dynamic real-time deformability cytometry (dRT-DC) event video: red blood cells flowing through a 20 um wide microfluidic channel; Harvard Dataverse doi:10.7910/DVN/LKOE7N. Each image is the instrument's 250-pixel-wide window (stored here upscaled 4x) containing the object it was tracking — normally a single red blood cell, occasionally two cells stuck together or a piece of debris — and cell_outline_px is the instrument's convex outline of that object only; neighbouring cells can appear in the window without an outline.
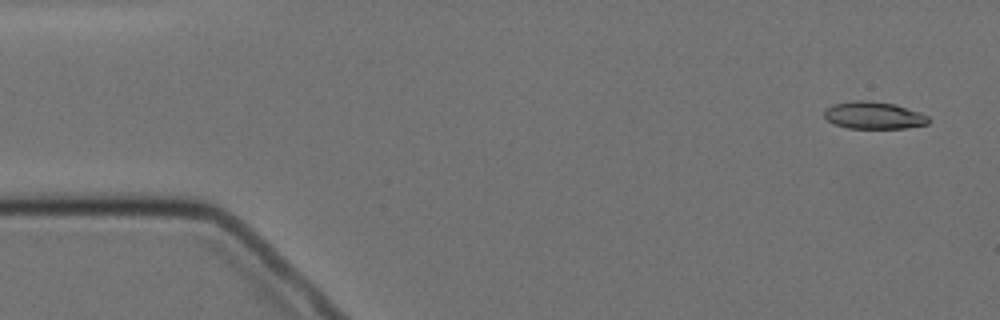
{"species": "Egyptian fruit bat (a non-hibernating species)", "species_latin": "Rousettus aegyptiacus", "temperature_condition": "cold", "stored_images_in_passage": 7, "camera_frame_rate_fps": 3000, "um_per_image_px": 0.085, "animal": {"sex": "female"}, "frame": {"image": 1, "passage_image": 1, "time_ms": 0.0, "image_size_px": [1000, 320], "cell_outline_px": [[932, 120], [928, 124], [904, 128], [848, 128], [832, 124], [824, 116], [824, 108], [832, 104], [856, 100], [868, 100], [896, 104], [920, 112], [928, 116]], "centroid_in_image_um": [74.26, 9.8], "position_along_channel_um": 10.7, "area_um2": 16.82}}
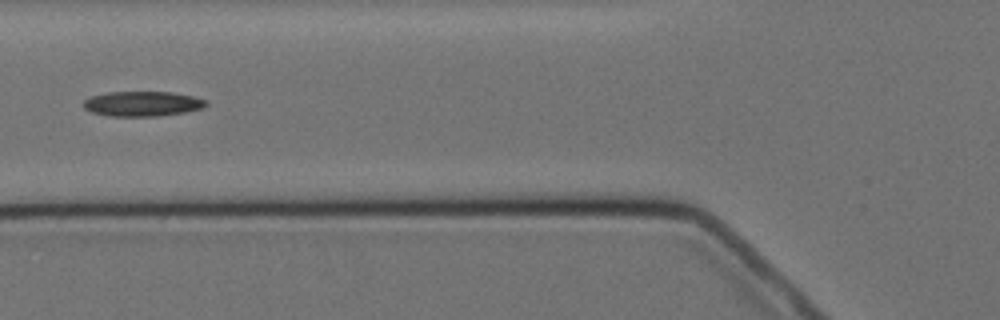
{"frame": {"image": 2, "passage_image": 6, "time_ms": 6.0, "image_size_px": [1000, 320], "cell_outline_px": [[208, 104], [204, 108], [184, 112], [160, 116], [112, 116], [92, 112], [84, 108], [84, 100], [92, 96], [108, 92], [172, 92], [192, 96], [208, 100]], "centroid_in_image_um": [12.15, 8.82], "position_along_channel_um": 113.6, "area_um2": 17.8}}
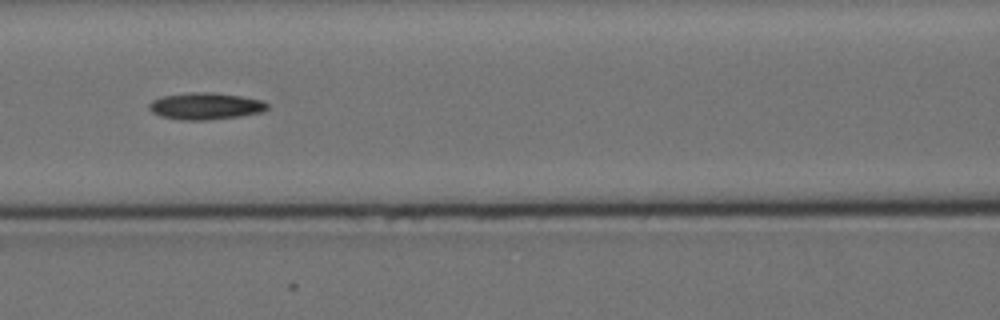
{"frame": {"image": 3, "passage_image": 7, "time_ms": 7.0, "image_size_px": [1000, 320], "cell_outline_px": [[268, 108], [264, 112], [240, 116], [208, 120], [180, 120], [160, 116], [152, 112], [148, 108], [148, 104], [152, 100], [160, 96], [192, 92], [212, 92], [240, 96], [264, 100], [268, 104]], "centroid_in_image_um": [17.46, 9.02], "position_along_channel_um": 149.1, "area_um2": 18.73}}